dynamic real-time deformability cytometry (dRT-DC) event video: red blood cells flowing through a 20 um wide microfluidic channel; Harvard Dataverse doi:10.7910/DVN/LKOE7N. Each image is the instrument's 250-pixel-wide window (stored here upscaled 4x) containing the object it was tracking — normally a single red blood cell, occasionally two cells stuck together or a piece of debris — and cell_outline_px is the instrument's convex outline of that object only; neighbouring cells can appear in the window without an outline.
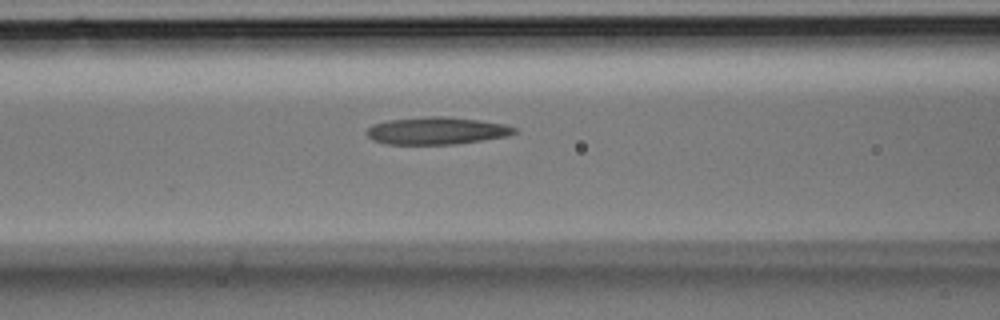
{"species": "Egyptian fruit bat (a non-hibernating species)", "species_latin": "Rousettus aegyptiacus", "temperature_condition": "room temperature", "stored_images_in_passage": 27, "camera_frame_rate_fps": 3000, "um_per_image_px": 0.085, "animal": {"sex": "male"}, "frame": {"image": 1, "passage_image": 7, "time_ms": 2.0, "image_size_px": [1000, 320], "cell_outline_px": [[516, 132], [508, 136], [456, 144], [384, 144], [372, 140], [364, 132], [372, 124], [388, 120], [432, 116], [444, 116], [480, 120], [504, 124], [516, 128]], "centroid_in_image_um": [37.08, 11.11], "position_along_channel_um": 129.5, "area_um2": 23.58}}
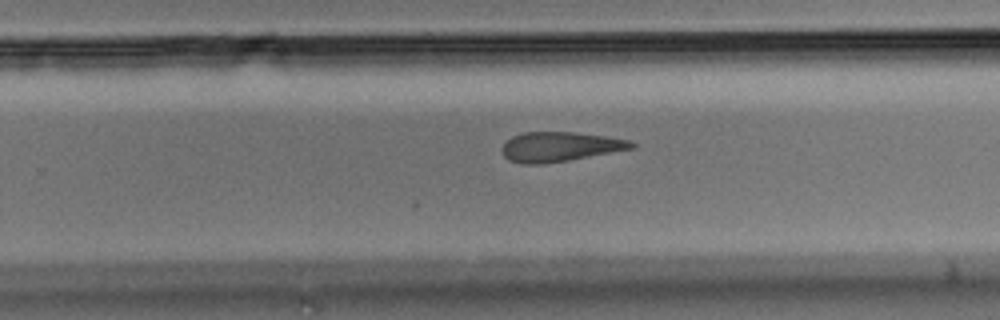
{"frame": {"image": 2, "passage_image": 15, "time_ms": 4.667, "image_size_px": [1000, 320], "cell_outline_px": [[636, 148], [568, 160], [540, 164], [524, 164], [508, 160], [504, 156], [500, 148], [512, 136], [524, 132], [576, 132], [604, 136], [628, 140], [636, 144]], "centroid_in_image_um": [47.57, 12.47], "position_along_channel_um": 282.2, "area_um2": 22.31}}
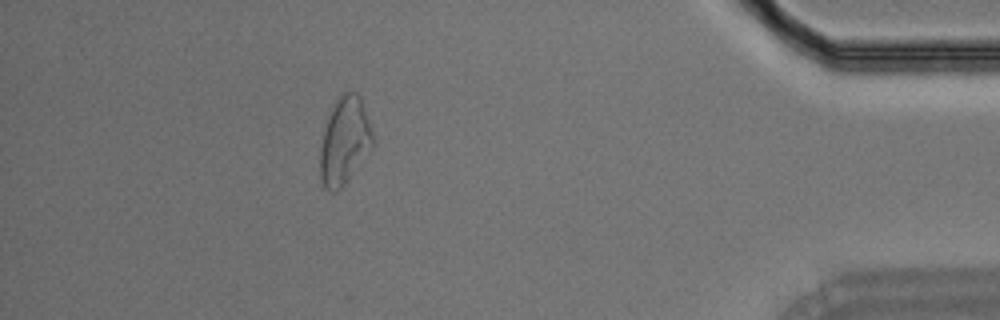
{"frame": {"image": 3, "passage_image": 24, "time_ms": 7.667, "image_size_px": [1000, 320], "cell_outline_px": [[376, 144], [344, 184], [336, 192], [332, 192], [324, 188], [320, 180], [320, 148], [328, 116], [336, 100], [344, 92], [356, 92], [360, 96], [376, 140]], "centroid_in_image_um": [29.31, 11.99], "position_along_channel_um": 405.9, "area_um2": 26.88}}